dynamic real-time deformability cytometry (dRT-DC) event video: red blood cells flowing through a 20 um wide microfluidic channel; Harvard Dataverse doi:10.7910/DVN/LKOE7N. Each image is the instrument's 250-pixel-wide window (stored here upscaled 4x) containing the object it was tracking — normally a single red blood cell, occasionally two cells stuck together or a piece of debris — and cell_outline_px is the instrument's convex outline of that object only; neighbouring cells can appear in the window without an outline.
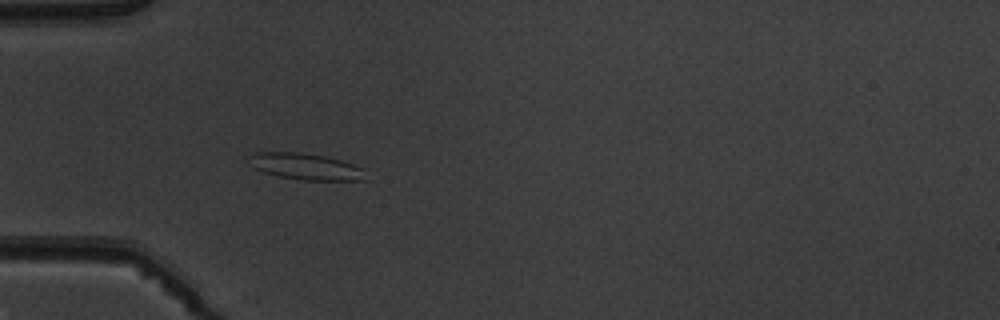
{"species": "common noctule bat (a hibernating species)", "species_latin": "Nyctalus noctula", "temperature_condition": "warm", "stored_images_in_passage": 4, "camera_frame_rate_fps": 3000, "um_per_image_px": 0.085, "animal": {"sex": "male", "body_mass_g": 19.5, "forearm_length_mm": 54.6}, "frame": {"image": 1, "passage_image": 4, "time_ms": 3.667, "image_size_px": [1000, 320], "cell_outline_px": [[364, 180], [300, 180], [280, 176], [264, 172], [252, 168], [248, 164], [248, 156], [256, 152], [300, 152], [324, 156], [340, 160], [364, 168]], "centroid_in_image_um": [25.92, 14.15], "position_along_channel_um": 59.1, "area_um2": 17.98}}